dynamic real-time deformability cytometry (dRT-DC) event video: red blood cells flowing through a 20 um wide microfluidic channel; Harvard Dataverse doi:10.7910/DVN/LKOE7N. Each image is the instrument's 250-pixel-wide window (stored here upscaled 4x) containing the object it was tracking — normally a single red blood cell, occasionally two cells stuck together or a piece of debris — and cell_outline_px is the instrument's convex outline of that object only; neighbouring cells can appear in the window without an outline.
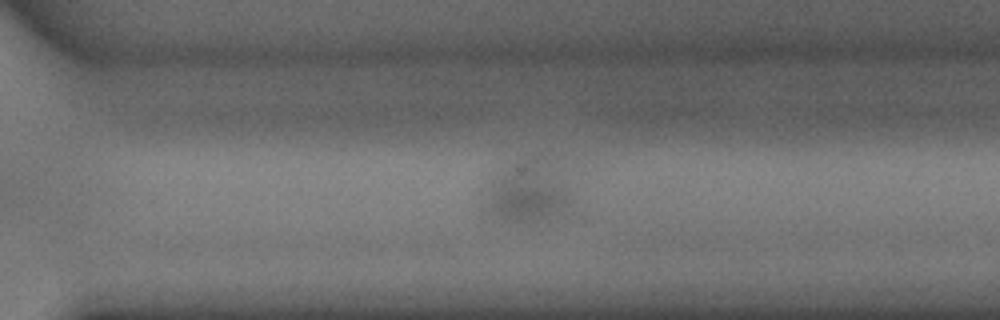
{"species": "common noctule bat (a hibernating species)", "species_latin": "Nyctalus noctula", "temperature_condition": "warm", "stored_images_in_passage": 30, "camera_frame_rate_fps": 3000, "um_per_image_px": 0.085, "animal": {"sex": "male", "body_mass_g": 15.6}, "frame": {"image": 1, "passage_image": 19, "time_ms": 6.0, "image_size_px": [1000, 320], "cell_outline_px": [[568, 196], [564, 216], [548, 220], [504, 220], [496, 216], [492, 212], [492, 180], [500, 168], [516, 152], [544, 148], [552, 148], [564, 152]], "centroid_in_image_um": [45.15, 15.84], "position_along_channel_um": 325.4, "area_um2": 34.39}}
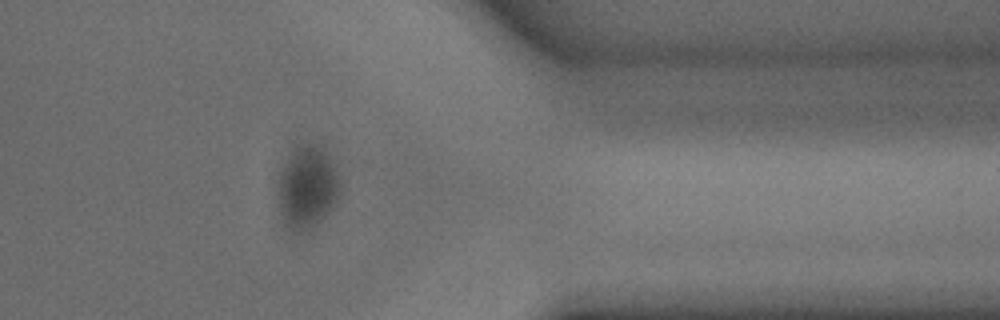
{"frame": {"image": 2, "passage_image": 23, "time_ms": 7.333, "image_size_px": [1000, 320], "cell_outline_px": [[340, 192], [332, 208], [320, 224], [316, 228], [308, 232], [292, 232], [284, 224], [280, 212], [276, 196], [276, 180], [280, 168], [292, 144], [300, 140], [324, 144], [340, 176]], "centroid_in_image_um": [26.07, 15.83], "position_along_channel_um": 385.3, "area_um2": 32.43}}
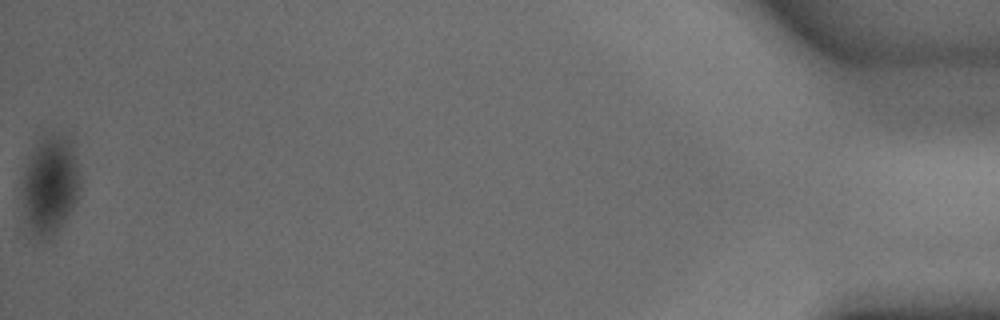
{"frame": {"image": 3, "passage_image": 30, "time_ms": 9.667, "image_size_px": [1000, 320], "cell_outline_px": [[80, 188], [64, 220], [52, 240], [44, 244], [28, 228], [24, 220], [20, 192], [24, 172], [28, 160], [40, 140], [44, 136], [60, 136], [72, 144], [80, 184]], "centroid_in_image_um": [4.18, 15.86], "position_along_channel_um": 431.0, "area_um2": 32.83}}